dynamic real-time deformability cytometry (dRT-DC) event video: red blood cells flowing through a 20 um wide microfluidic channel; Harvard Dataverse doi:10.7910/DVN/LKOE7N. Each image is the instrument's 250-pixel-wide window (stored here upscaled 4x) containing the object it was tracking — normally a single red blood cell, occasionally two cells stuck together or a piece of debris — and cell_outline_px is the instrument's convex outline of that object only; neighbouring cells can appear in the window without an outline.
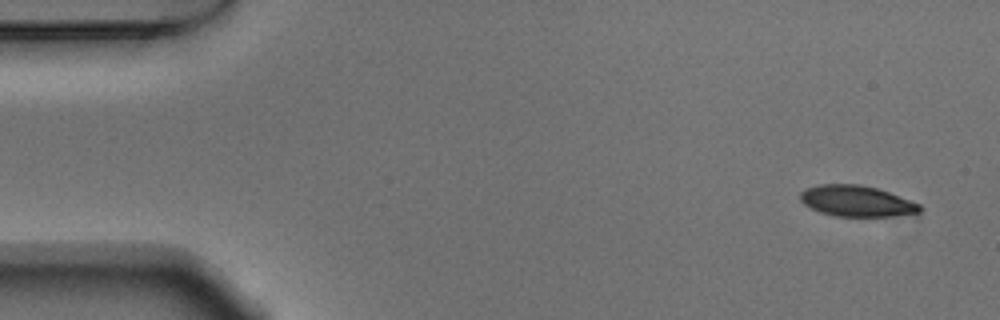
{"species": "Egyptian fruit bat (a non-hibernating species)", "species_latin": "Rousettus aegyptiacus", "temperature_condition": "warm", "stored_images_in_passage": 51, "camera_frame_rate_fps": 3000, "um_per_image_px": 0.085, "animal": {"sex": "male"}, "frame": {"image": 1, "passage_image": 1, "time_ms": 0.0, "image_size_px": [1000, 320], "cell_outline_px": [[924, 208], [920, 212], [888, 216], [836, 216], [820, 212], [804, 204], [800, 200], [800, 192], [804, 188], [820, 184], [860, 184], [876, 188], [888, 192], [920, 204]], "centroid_in_image_um": [72.78, 17.08], "position_along_channel_um": 12.2, "area_um2": 21.44}}
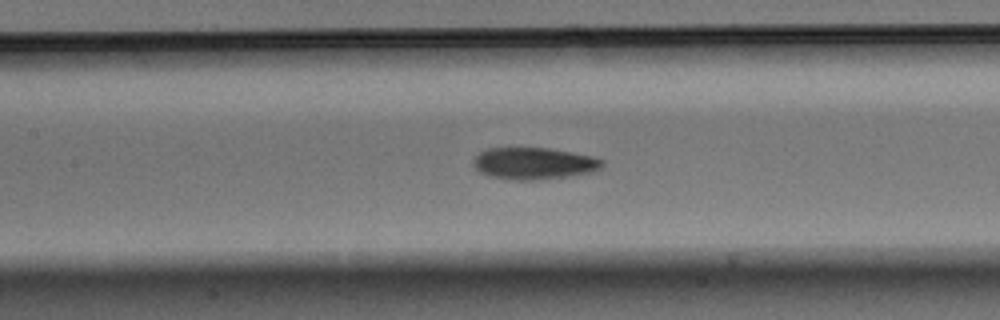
{"frame": {"image": 2, "passage_image": 22, "time_ms": 7.0, "image_size_px": [1000, 320], "cell_outline_px": [[604, 164], [596, 172], [568, 176], [536, 180], [512, 180], [492, 176], [480, 172], [472, 164], [472, 160], [480, 152], [488, 148], [548, 148], [572, 152], [592, 156], [604, 160]], "centroid_in_image_um": [45.41, 13.89], "position_along_channel_um": 162.0, "area_um2": 23.99}}
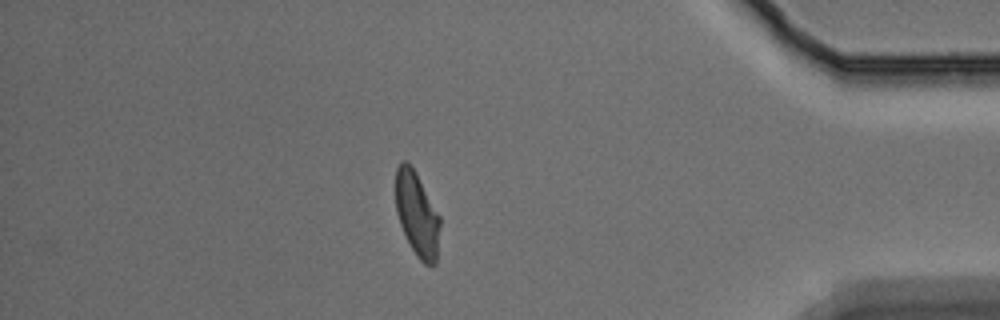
{"frame": {"image": 3, "passage_image": 44, "time_ms": 14.333, "image_size_px": [1000, 320], "cell_outline_px": [[440, 224], [436, 264], [424, 264], [416, 256], [400, 224], [396, 212], [396, 168], [400, 160], [404, 160], [416, 172], [440, 216]], "centroid_in_image_um": [35.45, 18.2], "position_along_channel_um": 399.8, "area_um2": 21.62}, "authors_computed_cell_mechanics": {"area_um2": 23.1778, "velocity_mm_per_s": 3.7705, "shape_relaxation_time_tau1_ms": 5.7355, "shape_relaxation_time_tau2_ms": 3.411, "deformation_change_tau1": 0.1972, "deformation_change_tau2": 0.0763}}